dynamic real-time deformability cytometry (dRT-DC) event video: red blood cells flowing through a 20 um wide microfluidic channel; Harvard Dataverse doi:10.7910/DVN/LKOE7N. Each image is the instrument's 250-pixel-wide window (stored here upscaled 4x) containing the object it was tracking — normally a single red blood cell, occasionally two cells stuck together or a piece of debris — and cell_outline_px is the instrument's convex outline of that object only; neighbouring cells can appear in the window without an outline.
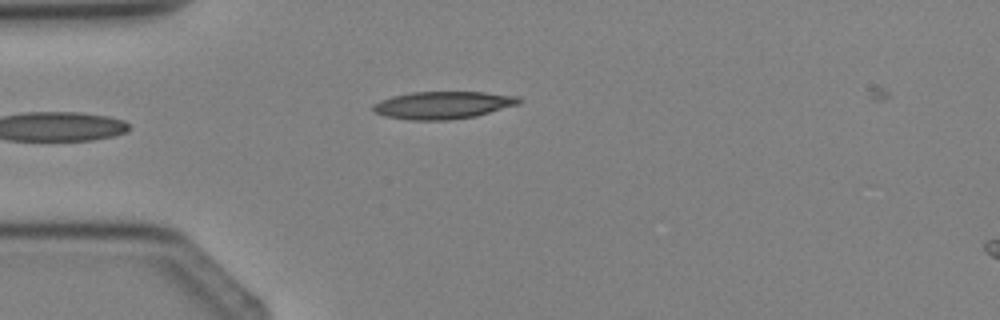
{"species": "Egyptian fruit bat (a non-hibernating species)", "species_latin": "Rousettus aegyptiacus", "temperature_condition": "cold", "stored_images_in_passage": 5, "camera_frame_rate_fps": 3000, "um_per_image_px": 0.085, "animal": {"sex": "female"}, "frame": {"image": 1, "passage_image": 4, "time_ms": 3.667, "image_size_px": [1000, 320], "cell_outline_px": [[524, 100], [520, 104], [476, 116], [448, 120], [408, 120], [384, 116], [376, 112], [372, 108], [372, 104], [380, 100], [392, 96], [412, 92], [484, 92], [520, 96]], "centroid_in_image_um": [37.68, 8.93], "position_along_channel_um": 47.3, "area_um2": 23.58}}